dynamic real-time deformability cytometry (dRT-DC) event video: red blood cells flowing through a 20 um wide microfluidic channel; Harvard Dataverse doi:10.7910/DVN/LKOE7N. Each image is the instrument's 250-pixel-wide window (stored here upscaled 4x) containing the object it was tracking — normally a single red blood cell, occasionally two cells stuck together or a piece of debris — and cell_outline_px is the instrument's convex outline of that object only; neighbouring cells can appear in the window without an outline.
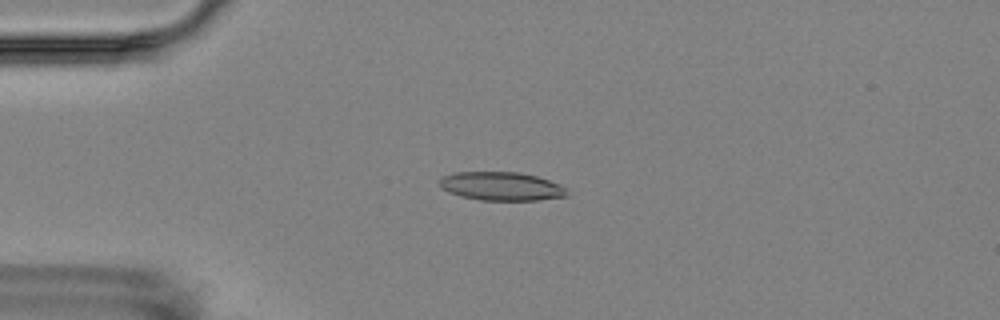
{"species": "Egyptian fruit bat (a non-hibernating species)", "species_latin": "Rousettus aegyptiacus", "temperature_condition": "room temperature", "stored_images_in_passage": 5, "camera_frame_rate_fps": 3000, "um_per_image_px": 0.085, "animal": {"sex": "female"}, "frame": {"image": 1, "passage_image": 4, "time_ms": 3.667, "image_size_px": [1000, 320], "cell_outline_px": [[568, 196], [536, 200], [480, 200], [460, 196], [448, 192], [440, 184], [440, 180], [444, 176], [456, 172], [520, 172], [536, 176], [560, 184], [568, 192]], "centroid_in_image_um": [42.63, 15.83], "position_along_channel_um": 42.4, "area_um2": 21.04}}